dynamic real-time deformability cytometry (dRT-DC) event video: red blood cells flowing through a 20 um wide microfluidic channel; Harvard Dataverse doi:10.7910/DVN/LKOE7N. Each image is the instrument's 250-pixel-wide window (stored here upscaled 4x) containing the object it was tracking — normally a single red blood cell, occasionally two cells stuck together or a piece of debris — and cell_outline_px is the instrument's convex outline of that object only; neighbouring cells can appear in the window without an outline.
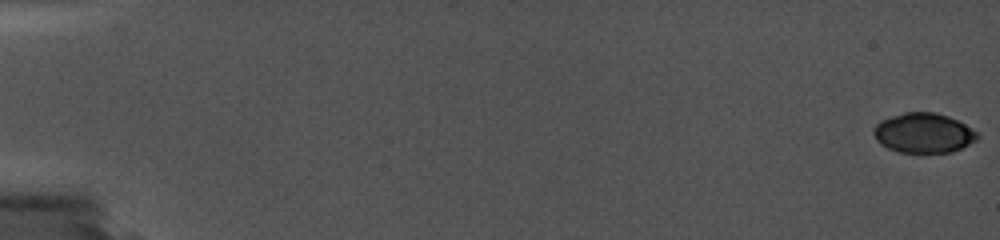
{"species": "common noctule bat (a hibernating species)", "species_latin": "Nyctalus noctula", "temperature_condition": "cold", "stored_images_in_passage": 31, "camera_frame_rate_fps": 5000, "um_per_image_px": 0.085, "animal": {"sex": "female", "body_mass_g": 19.0, "forearm_length_mm": 56.7}, "frame": {"image": 1, "passage_image": 1, "time_ms": 0.0, "image_size_px": [1000, 240], "cell_outline_px": [[980, 136], [976, 140], [952, 152], [900, 152], [888, 148], [880, 144], [876, 140], [872, 132], [876, 124], [880, 120], [904, 112], [936, 112], [948, 116], [964, 124], [976, 132]], "centroid_in_image_um": [78.47, 11.29], "position_along_channel_um": 6.5, "area_um2": 23.93}}